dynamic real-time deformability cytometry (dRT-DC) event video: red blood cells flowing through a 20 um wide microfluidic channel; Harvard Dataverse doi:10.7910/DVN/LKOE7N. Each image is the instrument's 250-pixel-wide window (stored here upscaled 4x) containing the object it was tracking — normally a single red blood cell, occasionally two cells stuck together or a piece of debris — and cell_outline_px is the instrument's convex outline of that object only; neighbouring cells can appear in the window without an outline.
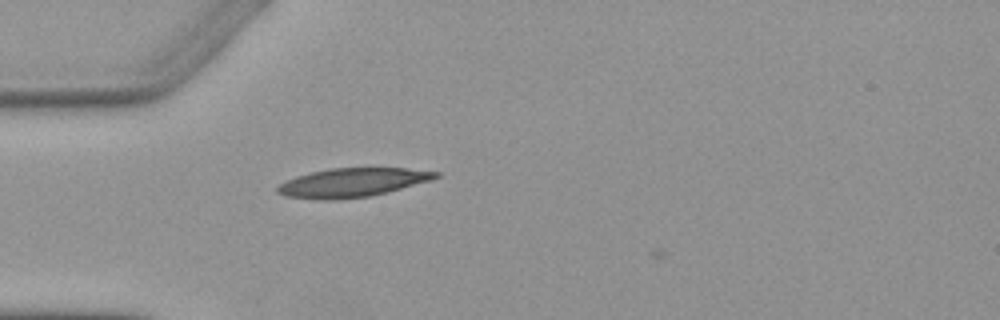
{"species": "Egyptian fruit bat (a non-hibernating species)", "species_latin": "Rousettus aegyptiacus", "temperature_condition": "warm", "stored_images_in_passage": 1, "camera_frame_rate_fps": 3000, "um_per_image_px": 0.085, "animal": {"sex": "female"}, "frame": {"image": 1, "passage_image": 1, "time_ms": 0.0, "image_size_px": [1000, 320], "cell_outline_px": [[440, 176], [432, 180], [388, 192], [368, 196], [340, 200], [316, 200], [284, 196], [276, 192], [276, 188], [284, 180], [296, 176], [312, 172], [332, 168], [408, 168], [440, 172]], "centroid_in_image_um": [29.93, 15.53], "position_along_channel_um": 55.1, "area_um2": 26.88}}